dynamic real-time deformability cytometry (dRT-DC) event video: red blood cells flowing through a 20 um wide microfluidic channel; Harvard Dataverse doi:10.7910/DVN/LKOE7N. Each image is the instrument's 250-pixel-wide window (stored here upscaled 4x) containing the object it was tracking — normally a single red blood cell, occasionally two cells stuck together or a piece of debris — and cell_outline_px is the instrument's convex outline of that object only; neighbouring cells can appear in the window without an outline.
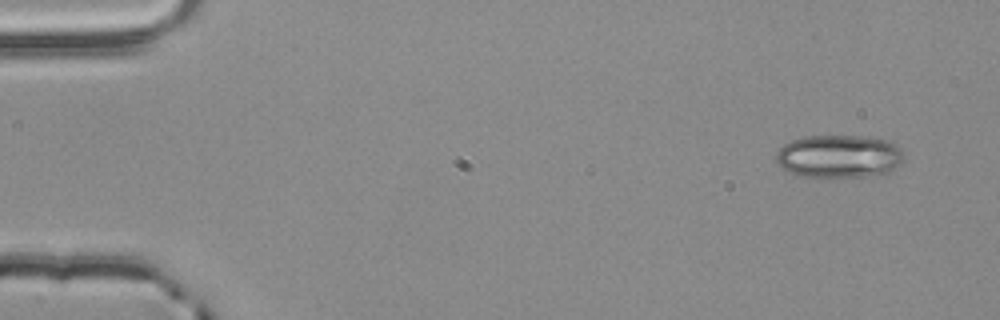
{"species": "common noctule bat (a hibernating species)", "species_latin": "Nyctalus noctula", "temperature_condition": "room temperature", "stored_images_in_passage": 3, "camera_frame_rate_fps": 3000, "um_per_image_px": 0.085, "animal": {"sex": "male", "body_mass_g": 20.4}, "frame": {"image": 1, "passage_image": 1, "time_ms": 0.0, "image_size_px": [1000, 320], "cell_outline_px": [[904, 156], [900, 164], [888, 172], [868, 176], [804, 176], [780, 168], [776, 160], [776, 152], [784, 144], [792, 140], [804, 136], [860, 136], [888, 140], [896, 144], [900, 148]], "centroid_in_image_um": [71.31, 13.27], "position_along_channel_um": 13.7, "area_um2": 31.79}}